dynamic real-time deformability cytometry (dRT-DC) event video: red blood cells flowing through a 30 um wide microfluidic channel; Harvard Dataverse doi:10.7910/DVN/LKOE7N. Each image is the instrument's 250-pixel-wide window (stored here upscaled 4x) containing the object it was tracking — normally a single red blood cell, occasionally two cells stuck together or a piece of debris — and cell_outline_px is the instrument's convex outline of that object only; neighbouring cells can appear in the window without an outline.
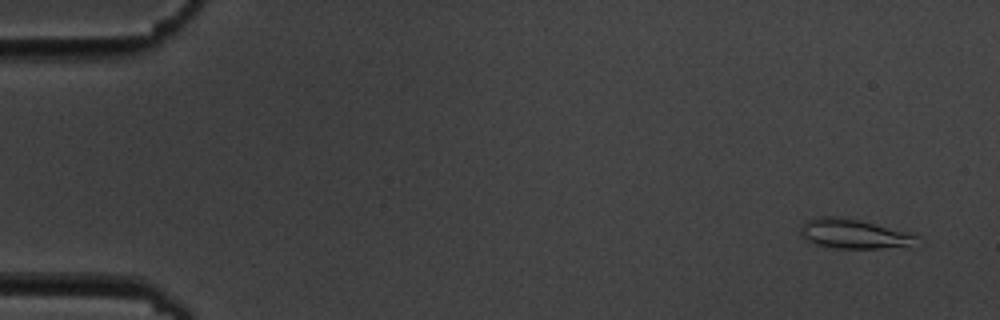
{"species": "common noctule bat (a hibernating species)", "species_latin": "Nyctalus noctula", "temperature_condition": "cold", "stored_images_in_passage": 5, "camera_frame_rate_fps": 3000, "um_per_image_px": 0.085, "animal": {"sex": "male", "body_mass_g": 19.5, "forearm_length_mm": 54.6}, "frame": {"image": 1, "passage_image": 1, "time_ms": 0.0, "image_size_px": [1000, 320], "cell_outline_px": [[920, 236], [912, 248], [836, 248], [816, 244], [804, 240], [800, 236], [800, 228], [808, 220], [820, 216], [840, 216], [860, 220]], "centroid_in_image_um": [72.59, 19.89], "position_along_channel_um": 12.4, "area_um2": 20.17}}
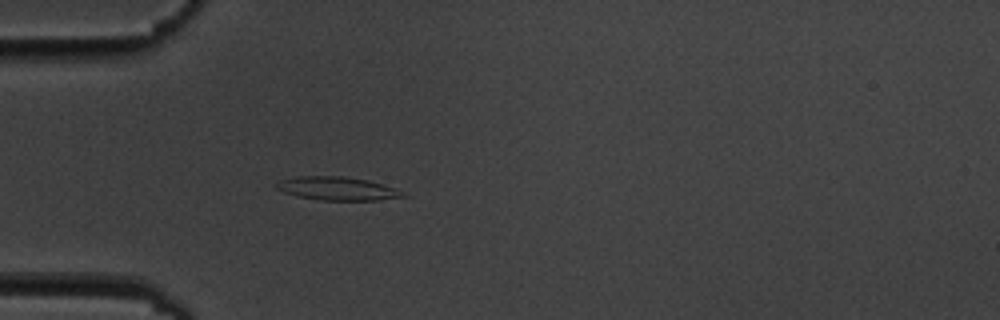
{"frame": {"image": 2, "passage_image": 5, "time_ms": 4.667, "image_size_px": [1000, 320], "cell_outline_px": [[408, 196], [376, 200], [320, 200], [296, 196], [284, 192], [276, 188], [276, 184], [280, 180], [296, 176], [340, 176], [368, 180], [392, 188]], "centroid_in_image_um": [28.59, 16.02], "position_along_channel_um": 56.4, "area_um2": 16.94}}